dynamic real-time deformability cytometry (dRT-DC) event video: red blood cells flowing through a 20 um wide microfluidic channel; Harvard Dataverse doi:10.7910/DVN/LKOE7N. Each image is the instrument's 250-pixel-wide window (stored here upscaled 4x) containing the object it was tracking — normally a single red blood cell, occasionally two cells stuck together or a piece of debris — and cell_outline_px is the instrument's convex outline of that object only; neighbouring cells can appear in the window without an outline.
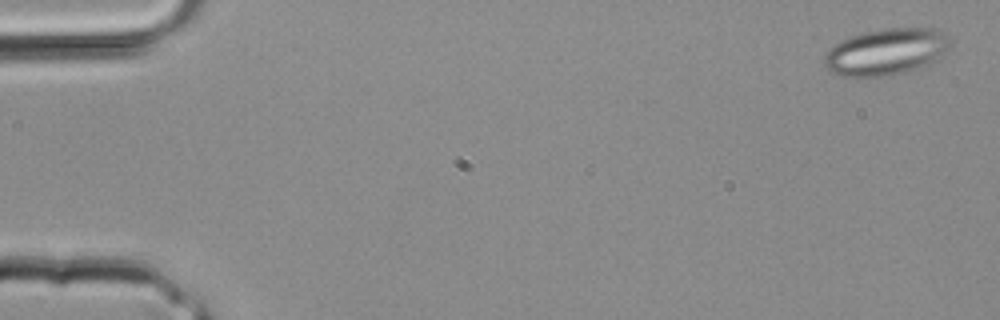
{"species": "common noctule bat (a hibernating species)", "species_latin": "Nyctalus noctula", "temperature_condition": "room temperature", "stored_images_in_passage": 35, "camera_frame_rate_fps": 3000, "um_per_image_px": 0.085, "animal": {"sex": "male", "body_mass_g": 20.4}, "frame": {"image": 1, "passage_image": 1, "time_ms": 0.0, "image_size_px": [1000, 320], "cell_outline_px": [[952, 44], [936, 60], [928, 64], [908, 72], [888, 76], [840, 76], [828, 72], [824, 64], [824, 52], [828, 48], [840, 40], [864, 32], [888, 28], [936, 28], [948, 36]], "centroid_in_image_um": [75.29, 4.41], "position_along_channel_um": 9.7, "area_um2": 34.51}}
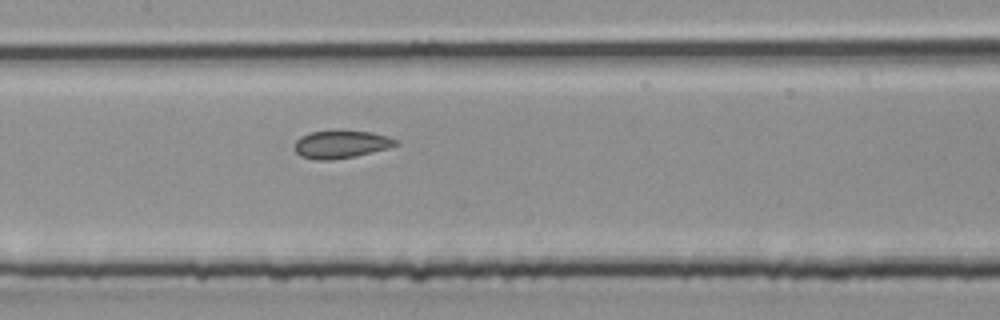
{"frame": {"image": 2, "passage_image": 17, "time_ms": 5.333, "image_size_px": [1000, 320], "cell_outline_px": [[400, 144], [388, 148], [356, 156], [332, 160], [316, 160], [300, 156], [296, 152], [296, 140], [300, 136], [312, 132], [372, 132], [388, 136], [396, 140]], "centroid_in_image_um": [29.0, 12.29], "position_along_channel_um": 178.4, "area_um2": 16.01}}
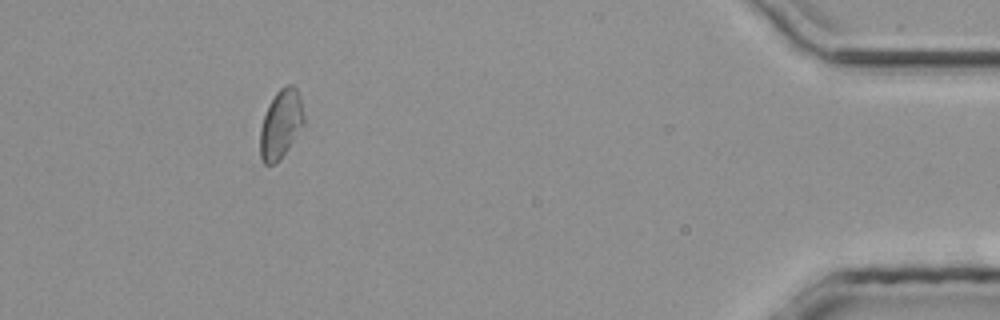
{"frame": {"image": 3, "passage_image": 32, "time_ms": 10.333, "image_size_px": [1000, 320], "cell_outline_px": [[304, 124], [280, 160], [276, 164], [264, 164], [260, 156], [260, 128], [268, 104], [276, 92], [280, 88], [288, 84], [292, 84], [296, 88], [300, 96], [304, 116]], "centroid_in_image_um": [23.86, 10.54], "position_along_channel_um": 411.3, "area_um2": 17.57}}